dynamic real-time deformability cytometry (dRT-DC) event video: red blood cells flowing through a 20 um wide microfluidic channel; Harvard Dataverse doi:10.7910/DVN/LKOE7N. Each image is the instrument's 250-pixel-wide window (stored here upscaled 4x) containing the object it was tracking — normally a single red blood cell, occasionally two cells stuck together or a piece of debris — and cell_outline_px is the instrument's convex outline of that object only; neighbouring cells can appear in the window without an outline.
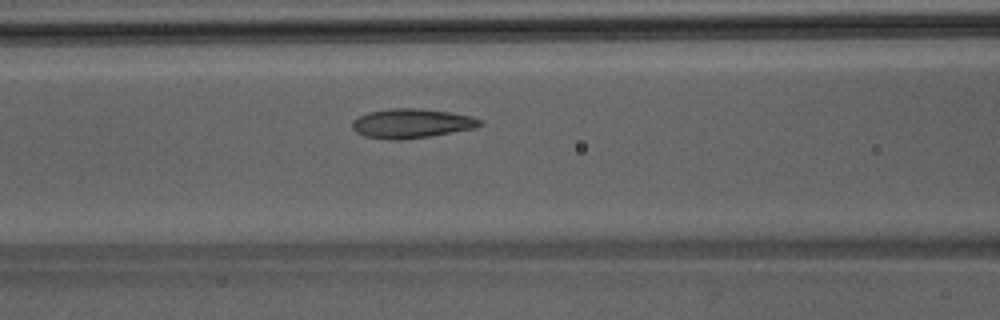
{"species": "Egyptian fruit bat (a non-hibernating species)", "species_latin": "Rousettus aegyptiacus", "temperature_condition": "room temperature", "stored_images_in_passage": 28, "camera_frame_rate_fps": 3000, "um_per_image_px": 0.085, "animal": {"sex": "male"}, "frame": {"image": 1, "passage_image": 16, "time_ms": 5.0, "image_size_px": [1000, 320], "cell_outline_px": [[484, 124], [476, 128], [428, 136], [400, 140], [388, 140], [364, 136], [356, 132], [352, 128], [352, 120], [368, 112], [388, 108], [420, 108], [448, 112], [472, 116], [484, 120]], "centroid_in_image_um": [34.99, 10.48], "position_along_channel_um": 131.6, "area_um2": 22.02}}
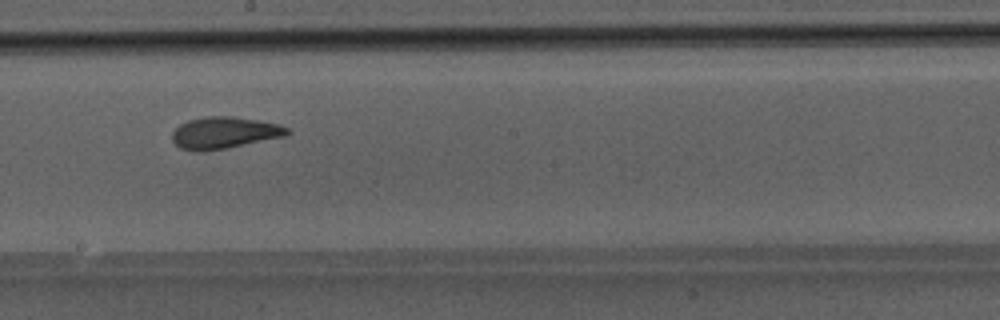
{"frame": {"image": 2, "passage_image": 23, "time_ms": 7.333, "image_size_px": [1000, 320], "cell_outline_px": [[292, 132], [284, 136], [204, 152], [196, 152], [180, 148], [172, 140], [172, 132], [180, 124], [188, 120], [208, 116], [232, 116], [280, 124], [288, 128]], "centroid_in_image_um": [19.04, 11.28], "position_along_channel_um": 229.2, "area_um2": 21.15}}